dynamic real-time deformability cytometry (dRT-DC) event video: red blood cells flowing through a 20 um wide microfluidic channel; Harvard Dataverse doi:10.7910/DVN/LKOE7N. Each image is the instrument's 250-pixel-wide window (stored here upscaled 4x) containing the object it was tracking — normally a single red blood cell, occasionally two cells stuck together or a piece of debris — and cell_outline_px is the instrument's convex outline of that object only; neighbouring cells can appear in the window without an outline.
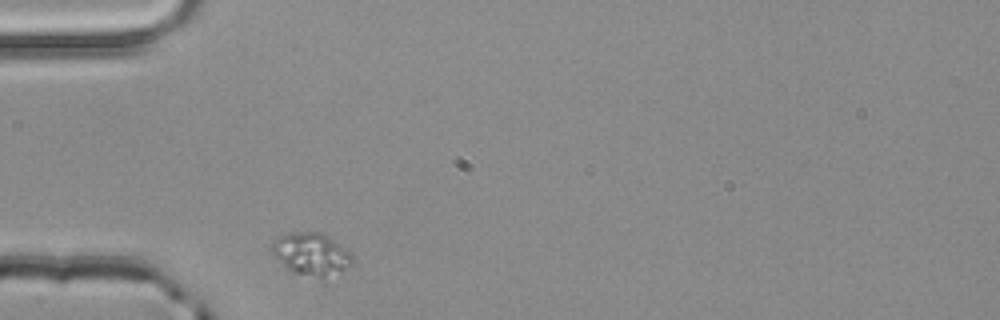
{"species": "common noctule bat (a hibernating species)", "species_latin": "Nyctalus noctula", "temperature_condition": "room temperature", "stored_images_in_passage": 1, "camera_frame_rate_fps": 3000, "um_per_image_px": 0.085, "animal": {"sex": "male", "body_mass_g": 20.4}, "frame": {"image": 1, "passage_image": 1, "time_ms": 0.0, "image_size_px": [1000, 320], "cell_outline_px": [[352, 264], [324, 284], [296, 272], [288, 268], [268, 248], [268, 244], [276, 236], [288, 232], [320, 232], [352, 252]], "centroid_in_image_um": [26.47, 21.65], "position_along_channel_um": 58.5, "area_um2": 20.81}}